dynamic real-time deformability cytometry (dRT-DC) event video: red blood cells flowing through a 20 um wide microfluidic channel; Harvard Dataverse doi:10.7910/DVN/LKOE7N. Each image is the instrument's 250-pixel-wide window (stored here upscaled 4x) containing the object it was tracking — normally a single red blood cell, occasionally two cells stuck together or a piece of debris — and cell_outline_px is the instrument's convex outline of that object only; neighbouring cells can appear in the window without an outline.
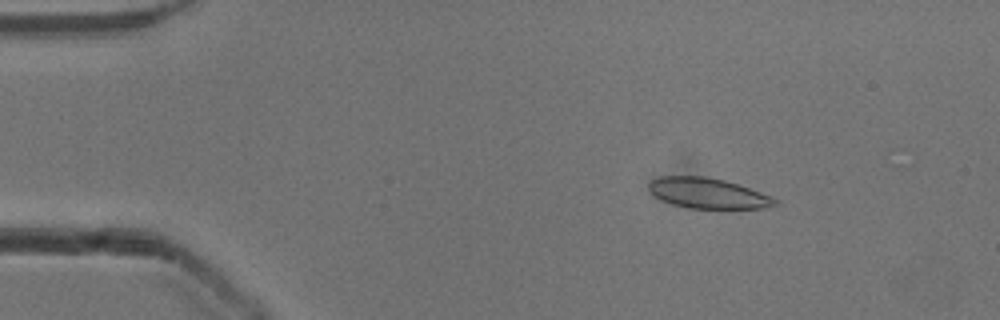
{"species": "common noctule bat (a hibernating species)", "species_latin": "Nyctalus noctula", "temperature_condition": "cold", "stored_images_in_passage": 52, "camera_frame_rate_fps": 3000, "um_per_image_px": 0.085, "animal": {"sex": "male", "body_mass_g": 13.3}, "frame": {"image": 1, "passage_image": 8, "time_ms": 2.333, "image_size_px": [1000, 320], "cell_outline_px": [[780, 204], [764, 208], [688, 208], [672, 204], [656, 196], [648, 188], [648, 184], [652, 180], [660, 176], [708, 176], [724, 180], [772, 196], [780, 200]], "centroid_in_image_um": [60.21, 16.42], "position_along_channel_um": 24.8, "area_um2": 22.25}}
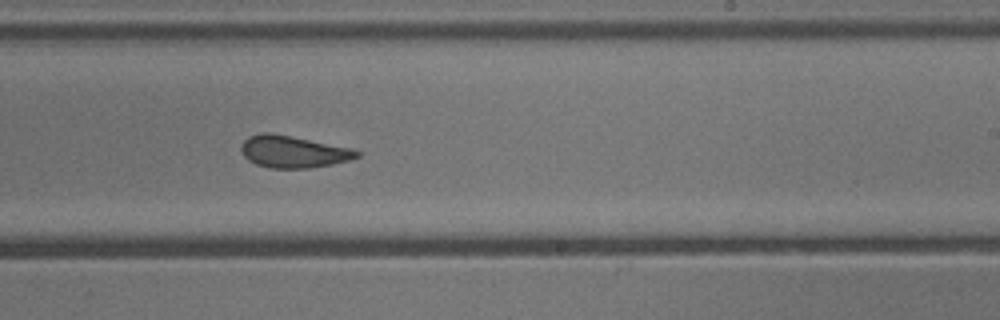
{"frame": {"image": 2, "passage_image": 32, "time_ms": 10.333, "image_size_px": [1000, 320], "cell_outline_px": [[360, 156], [348, 160], [332, 164], [308, 168], [268, 168], [256, 164], [248, 160], [244, 156], [240, 148], [244, 140], [248, 136], [264, 132], [268, 132], [352, 148], [360, 152]], "centroid_in_image_um": [24.9, 12.9], "position_along_channel_um": 264.1, "area_um2": 21.39}}
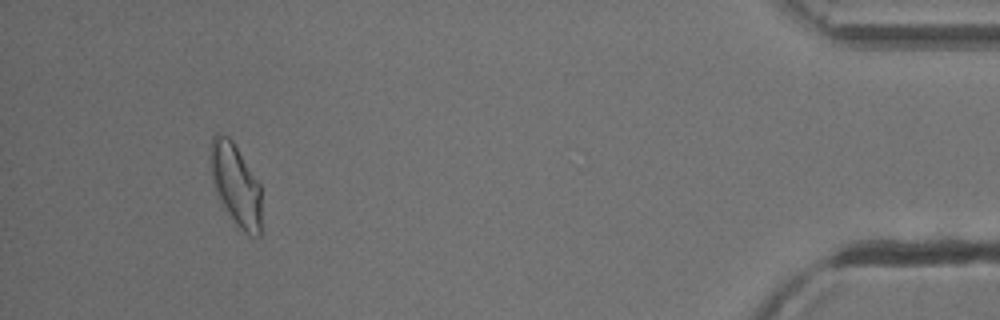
{"frame": {"image": 3, "passage_image": 49, "time_ms": 16.0, "image_size_px": [1000, 320], "cell_outline_px": [[260, 236], [248, 236], [236, 224], [216, 196], [212, 180], [208, 156], [212, 136], [216, 132], [228, 136], [232, 140], [260, 184]], "centroid_in_image_um": [19.99, 15.66], "position_along_channel_um": 415.2, "area_um2": 24.57}, "authors_computed_cell_mechanics": {"area_um2": 22.5709, "velocity_mm_per_s": 3.8915, "shape_relaxation_time_tau1_ms": 5.0116, "shape_relaxation_time_tau2_ms": 1.4995, "deformation_change_tau1": 0.1195, "deformation_change_tau2": 0.0811}}